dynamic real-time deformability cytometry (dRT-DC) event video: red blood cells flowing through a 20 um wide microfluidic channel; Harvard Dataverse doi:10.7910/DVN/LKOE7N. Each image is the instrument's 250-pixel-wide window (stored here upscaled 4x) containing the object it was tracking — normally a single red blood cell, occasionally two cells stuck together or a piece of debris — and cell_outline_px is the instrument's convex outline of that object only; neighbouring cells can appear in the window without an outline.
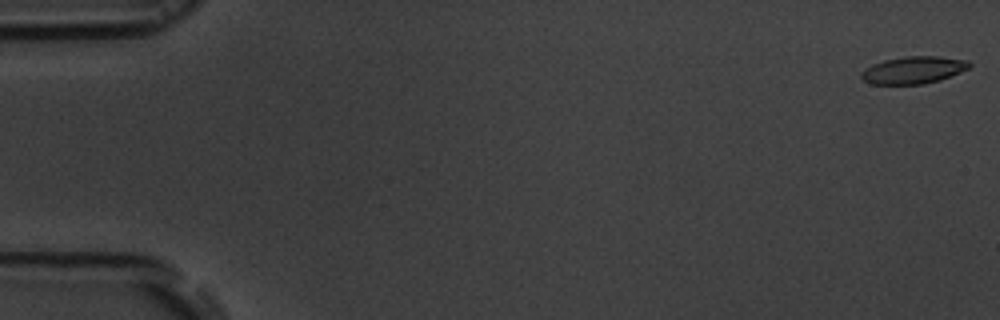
{"species": "common noctule bat (a hibernating species)", "species_latin": "Nyctalus noctula", "temperature_condition": "room temperature", "stored_images_in_passage": 56, "camera_frame_rate_fps": 3000, "um_per_image_px": 0.085, "animal": {"sex": "male", "body_mass_g": 19.5, "forearm_length_mm": 54.6}, "frame": {"image": 1, "passage_image": 1, "time_ms": 0.0, "image_size_px": [1000, 320], "cell_outline_px": [[972, 64], [968, 68], [960, 72], [940, 80], [924, 84], [872, 84], [864, 80], [860, 76], [860, 72], [872, 64], [884, 60], [908, 56], [940, 56], [968, 60]], "centroid_in_image_um": [77.65, 5.95], "position_along_channel_um": 7.4, "area_um2": 17.17}}
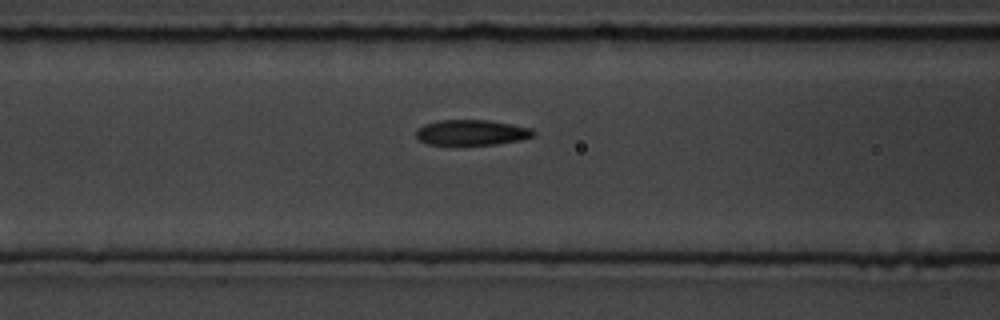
{"frame": {"image": 2, "passage_image": 23, "time_ms": 7.333, "image_size_px": [1000, 320], "cell_outline_px": [[536, 132], [532, 136], [520, 140], [496, 144], [428, 144], [420, 140], [416, 136], [416, 128], [424, 124], [440, 120], [488, 120], [512, 124], [532, 128]], "centroid_in_image_um": [40.08, 11.25], "position_along_channel_um": 126.5, "area_um2": 17.28}}
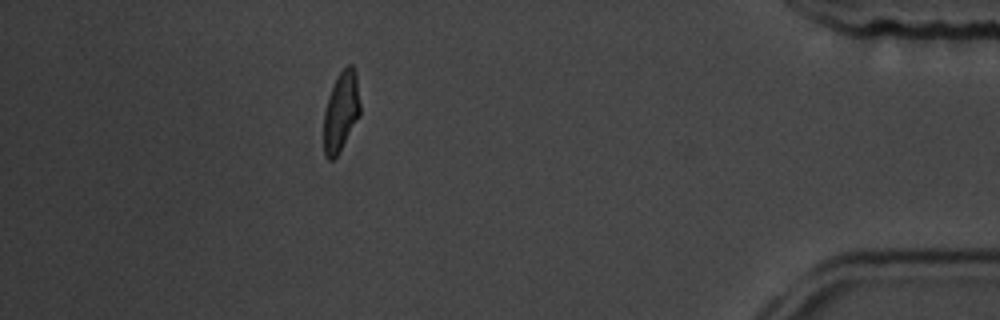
{"frame": {"image": 3, "passage_image": 50, "time_ms": 16.333, "image_size_px": [1000, 320], "cell_outline_px": [[360, 116], [336, 156], [332, 160], [328, 160], [324, 156], [324, 112], [328, 96], [332, 84], [336, 76], [348, 64], [352, 64], [356, 72], [360, 104]], "centroid_in_image_um": [28.98, 9.44], "position_along_channel_um": 406.2, "area_um2": 16.99}, "authors_computed_cell_mechanics": {"area_um2": 17.629, "velocity_mm_per_s": 3.6634, "shape_relaxation_time_tau1_ms": 4.3812, "shape_relaxation_time_tau2_ms": 2.6015, "deformation_change_tau1": 0.1598, "deformation_change_tau2": 0.0825}}